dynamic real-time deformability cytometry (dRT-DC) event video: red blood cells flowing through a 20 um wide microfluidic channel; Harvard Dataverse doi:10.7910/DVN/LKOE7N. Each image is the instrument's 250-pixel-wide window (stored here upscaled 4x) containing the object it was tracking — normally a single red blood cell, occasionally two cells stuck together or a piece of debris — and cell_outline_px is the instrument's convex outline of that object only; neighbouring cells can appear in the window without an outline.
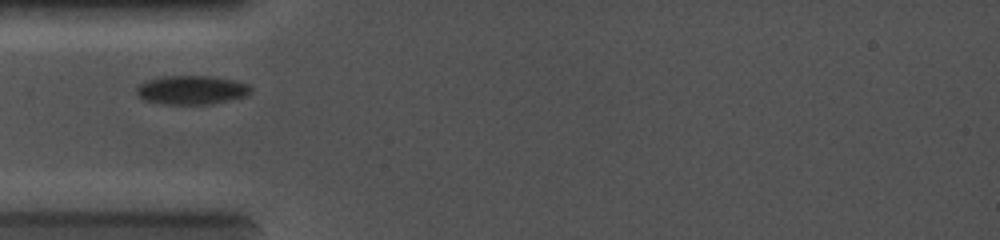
{"species": "common noctule bat (a hibernating species)", "species_latin": "Nyctalus noctula", "temperature_condition": "cold", "stored_images_in_passage": 20, "camera_frame_rate_fps": 5000, "um_per_image_px": 0.085, "animal": {"sex": "female", "body_mass_g": 19.0, "forearm_length_mm": 56.7}, "frame": {"image": 1, "passage_image": 1, "time_ms": 0.0, "image_size_px": [1000, 240], "cell_outline_px": [[252, 92], [248, 96], [212, 104], [164, 104], [144, 100], [136, 92], [136, 88], [140, 84], [148, 80], [164, 76], [208, 76], [236, 80], [248, 84], [252, 88]], "centroid_in_image_um": [16.34, 7.65], "position_along_channel_um": 68.7, "area_um2": 19.31}}
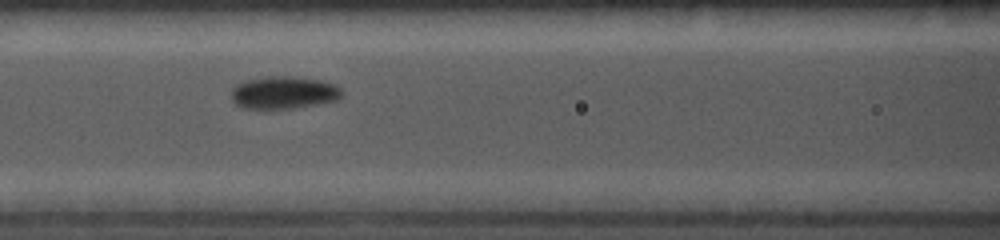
{"frame": {"image": 2, "passage_image": 13, "time_ms": 1.6, "image_size_px": [1000, 240], "cell_outline_px": [[344, 92], [336, 100], [296, 108], [240, 108], [232, 100], [232, 88], [236, 84], [244, 80], [268, 76], [292, 76], [320, 80], [336, 84]], "centroid_in_image_um": [24.1, 7.86], "position_along_channel_um": 142.5, "area_um2": 21.04}}
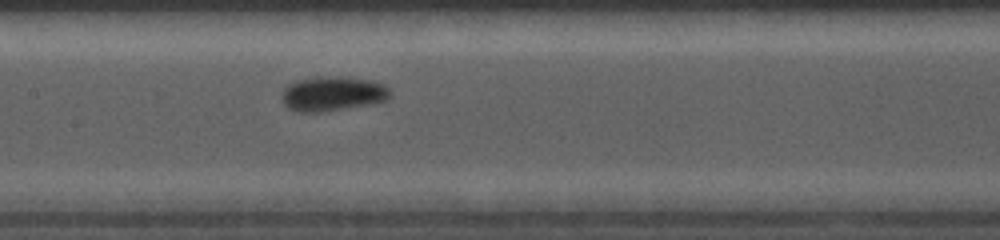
{"frame": {"image": 3, "passage_image": 19, "time_ms": 2.4, "image_size_px": [1000, 240], "cell_outline_px": [[392, 96], [388, 100], [372, 104], [320, 112], [296, 112], [288, 108], [284, 104], [284, 88], [288, 84], [296, 80], [316, 76], [348, 76], [368, 80], [384, 84], [392, 92]], "centroid_in_image_um": [28.31, 7.95], "position_along_channel_um": 179.1, "area_um2": 22.14}}